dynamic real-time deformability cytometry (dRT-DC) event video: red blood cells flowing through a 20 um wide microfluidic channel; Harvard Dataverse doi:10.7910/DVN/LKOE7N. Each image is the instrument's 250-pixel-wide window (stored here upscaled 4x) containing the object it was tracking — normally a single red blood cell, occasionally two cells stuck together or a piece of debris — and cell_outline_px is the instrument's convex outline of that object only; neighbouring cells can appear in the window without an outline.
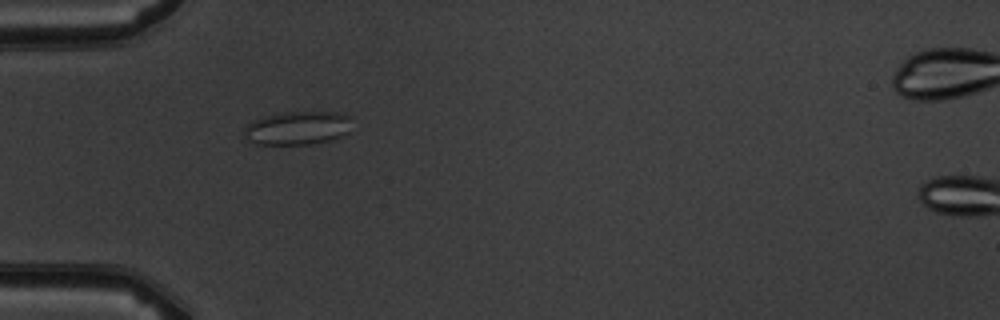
{"species": "common noctule bat (a hibernating species)", "species_latin": "Nyctalus noctula", "temperature_condition": "warm", "stored_images_in_passage": 6, "camera_frame_rate_fps": 3000, "um_per_image_px": 0.085, "animal": {"sex": "male", "body_mass_g": 19.5, "forearm_length_mm": 54.6}, "frame": {"image": 1, "passage_image": 1, "time_ms": 0.0, "image_size_px": [1000, 320], "cell_outline_px": [[352, 116], [348, 132], [340, 136], [328, 140], [308, 144], [256, 144], [248, 140], [244, 132], [244, 128], [248, 124], [264, 116], [284, 112], [344, 112]], "centroid_in_image_um": [25.32, 10.86], "position_along_channel_um": 59.7, "area_um2": 20.92}}
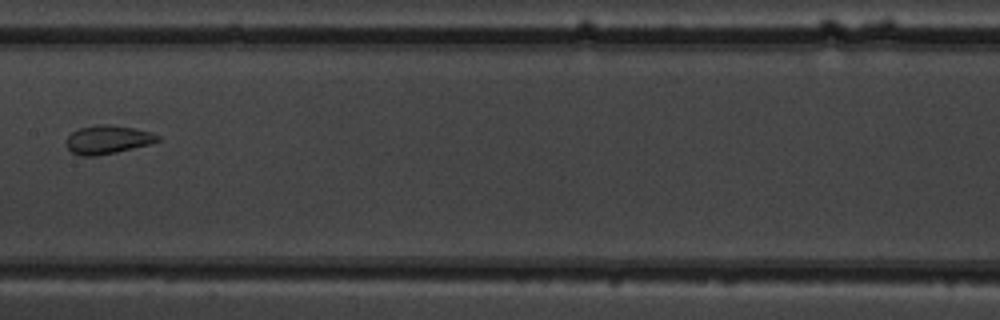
{"frame": {"image": 2, "passage_image": 4, "time_ms": 3.667, "image_size_px": [1000, 320], "cell_outline_px": [[160, 140], [148, 144], [116, 152], [96, 156], [80, 156], [72, 152], [68, 148], [68, 136], [72, 132], [80, 128], [96, 124], [104, 124], [132, 128], [152, 132], [160, 136]], "centroid_in_image_um": [9.15, 11.86], "position_along_channel_um": 198.2, "area_um2": 14.91}}
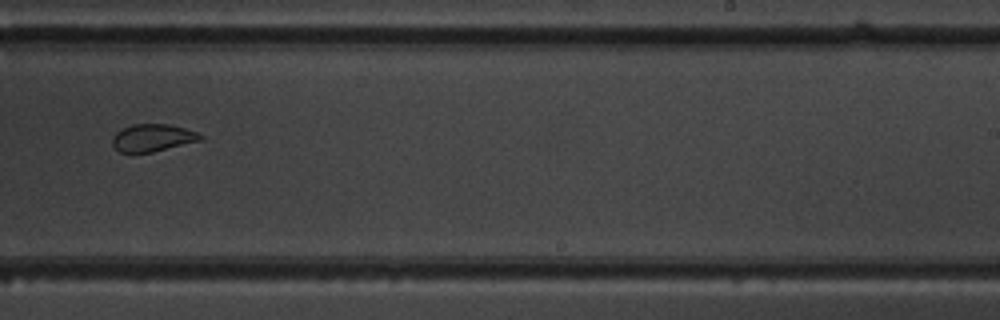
{"frame": {"image": 3, "passage_image": 6, "time_ms": 5.667, "image_size_px": [1000, 320], "cell_outline_px": [[204, 140], [152, 152], [120, 152], [112, 144], [112, 136], [116, 132], [132, 124], [168, 124], [184, 128], [196, 132], [204, 136]], "centroid_in_image_um": [13.0, 11.71], "position_along_channel_um": 276.0, "area_um2": 14.05}}